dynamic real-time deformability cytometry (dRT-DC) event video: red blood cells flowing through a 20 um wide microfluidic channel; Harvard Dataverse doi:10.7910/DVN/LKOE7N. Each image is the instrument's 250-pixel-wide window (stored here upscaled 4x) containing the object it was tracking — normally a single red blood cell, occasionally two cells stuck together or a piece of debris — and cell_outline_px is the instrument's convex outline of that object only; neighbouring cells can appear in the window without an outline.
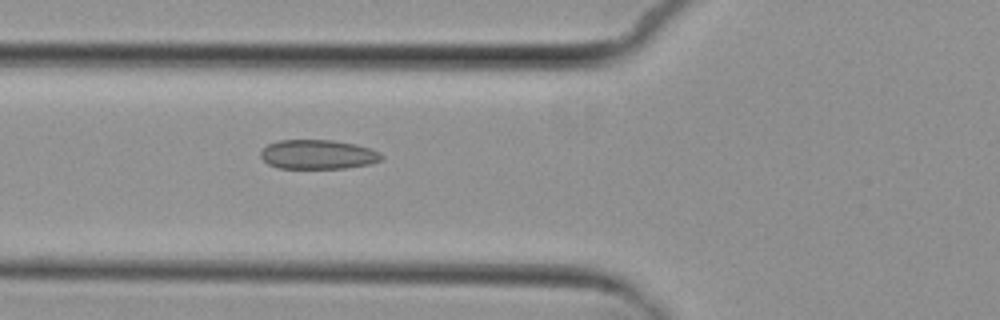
{"species": "common noctule bat (a hibernating species)", "species_latin": "Nyctalus noctula", "temperature_condition": "cold", "stored_images_in_passage": 6, "camera_frame_rate_fps": 3000, "um_per_image_px": 0.085, "animal": {"sex": "female", "body_mass_g": 29.2, "forearm_length_mm": 56.3}, "frame": {"image": 1, "passage_image": 6, "time_ms": 5.667, "image_size_px": [1000, 320], "cell_outline_px": [[384, 156], [380, 160], [368, 164], [344, 168], [276, 168], [268, 164], [260, 156], [260, 152], [268, 144], [280, 140], [332, 140], [356, 144], [380, 152]], "centroid_in_image_um": [27.0, 13.13], "position_along_channel_um": 98.8, "area_um2": 20.58}}